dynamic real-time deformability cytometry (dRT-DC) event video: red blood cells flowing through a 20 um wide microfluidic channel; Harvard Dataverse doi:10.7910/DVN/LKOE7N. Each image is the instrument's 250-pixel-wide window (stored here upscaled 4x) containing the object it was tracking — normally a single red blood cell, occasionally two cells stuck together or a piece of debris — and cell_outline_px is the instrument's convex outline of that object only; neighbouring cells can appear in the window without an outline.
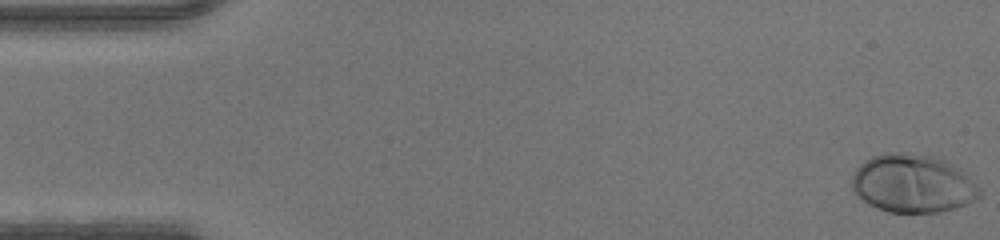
{"species": "human", "species_latin": "Homo sapiens", "temperature_condition": "warm", "stored_images_in_passage": 48, "camera_frame_rate_fps": 3000, "um_per_image_px": 0.085, "donor": {"sex": "male"}, "frame": {"image": 1, "passage_image": 1, "time_ms": 0.0, "image_size_px": [1000, 240], "cell_outline_px": [[984, 192], [976, 200], [956, 208], [940, 212], [888, 212], [876, 208], [868, 204], [852, 188], [852, 176], [856, 168], [864, 160], [872, 156], [884, 152], [908, 152], [932, 156], [956, 164]], "centroid_in_image_um": [77.61, 15.59], "position_along_channel_um": 7.4, "area_um2": 43.75}}
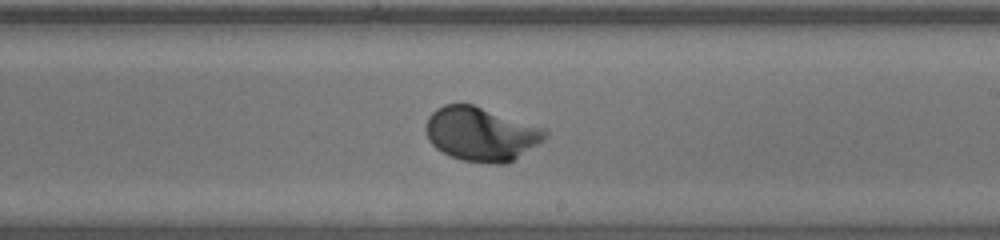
{"frame": {"image": 2, "passage_image": 28, "time_ms": 9.0, "image_size_px": [1000, 240], "cell_outline_px": [[548, 136], [544, 140], [508, 164], [488, 164], [460, 160], [436, 148], [428, 140], [424, 128], [428, 116], [436, 108], [444, 104], [472, 104], [544, 128], [548, 132]], "centroid_in_image_um": [40.88, 11.4], "position_along_channel_um": 248.1, "area_um2": 37.63}}
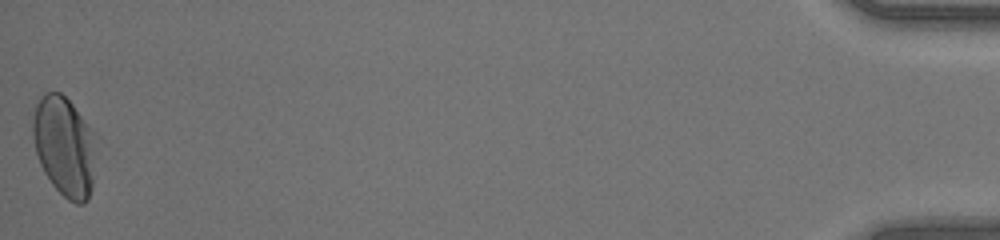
{"frame": {"image": 3, "passage_image": 48, "time_ms": 15.667, "image_size_px": [1000, 240], "cell_outline_px": [[104, 140], [92, 188], [88, 200], [84, 204], [76, 204], [68, 200], [52, 184], [44, 172], [40, 164], [36, 152], [32, 136], [32, 120], [36, 104], [40, 96], [44, 92], [60, 92], [72, 104]], "centroid_in_image_um": [5.61, 12.45], "position_along_channel_um": 429.6, "area_um2": 39.02}}